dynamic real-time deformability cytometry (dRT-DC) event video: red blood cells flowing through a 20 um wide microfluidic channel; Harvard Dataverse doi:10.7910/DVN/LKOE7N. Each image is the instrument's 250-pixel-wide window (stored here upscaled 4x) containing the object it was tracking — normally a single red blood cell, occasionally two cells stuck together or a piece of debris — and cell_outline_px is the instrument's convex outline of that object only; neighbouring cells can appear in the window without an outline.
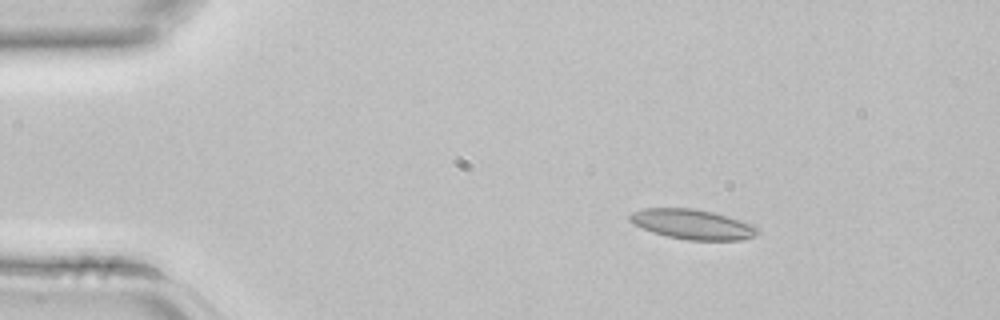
{"species": "common noctule bat (a hibernating species)", "species_latin": "Nyctalus noctula", "temperature_condition": "room temperature", "stored_images_in_passage": 2, "camera_frame_rate_fps": 3000, "um_per_image_px": 0.085, "animal": {"sex": "female", "body_mass_g": 22.7, "forearm_length_mm": 54.2}, "frame": {"image": 1, "passage_image": 1, "time_ms": 0.0, "image_size_px": [1000, 320], "cell_outline_px": [[760, 232], [752, 236], [740, 240], [688, 240], [668, 236], [652, 232], [628, 220], [628, 216], [632, 212], [644, 208], [692, 208], [712, 212], [728, 216], [752, 224], [760, 228]], "centroid_in_image_um": [58.88, 19.06], "position_along_channel_um": 26.1, "area_um2": 22.14}}
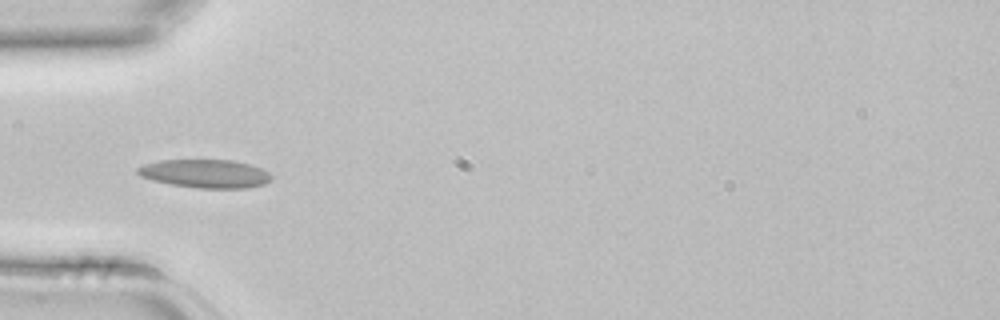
{"frame": {"image": 2, "passage_image": 2, "time_ms": 0.333, "image_size_px": [1000, 320], "cell_outline_px": [[272, 180], [264, 184], [244, 188], [200, 188], [172, 184], [152, 180], [140, 176], [136, 172], [136, 168], [144, 164], [160, 160], [232, 160], [248, 164], [260, 168], [268, 172], [272, 176]], "centroid_in_image_um": [17.43, 14.75], "position_along_channel_um": 67.6, "area_um2": 22.02}}